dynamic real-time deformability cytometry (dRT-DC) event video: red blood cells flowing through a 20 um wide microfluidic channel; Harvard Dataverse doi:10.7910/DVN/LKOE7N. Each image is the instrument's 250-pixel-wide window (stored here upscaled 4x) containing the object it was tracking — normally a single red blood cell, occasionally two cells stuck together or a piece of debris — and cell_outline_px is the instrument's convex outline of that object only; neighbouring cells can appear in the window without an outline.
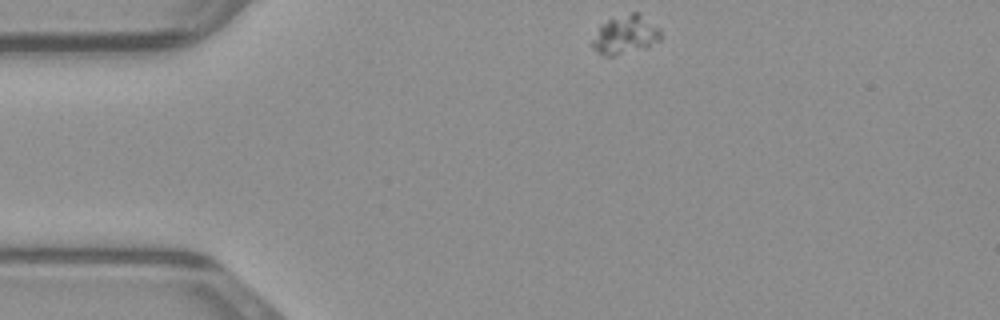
{"species": "common noctule bat (a hibernating species)", "species_latin": "Nyctalus noctula", "temperature_condition": "warm", "stored_images_in_passage": 41, "camera_frame_rate_fps": 3000, "um_per_image_px": 0.085, "animal": {"sex": "male", "body_mass_g": 23.1, "forearm_length_mm": 52.7}, "frame": {"image": 1, "passage_image": 1, "time_ms": 0.0, "image_size_px": [1000, 320], "cell_outline_px": [[660, 40], [648, 48], [612, 56], [600, 56], [588, 44], [600, 24], [608, 20], [632, 12], [636, 12], [660, 28]], "centroid_in_image_um": [53.09, 3.0], "position_along_channel_um": 31.9, "area_um2": 15.72}}
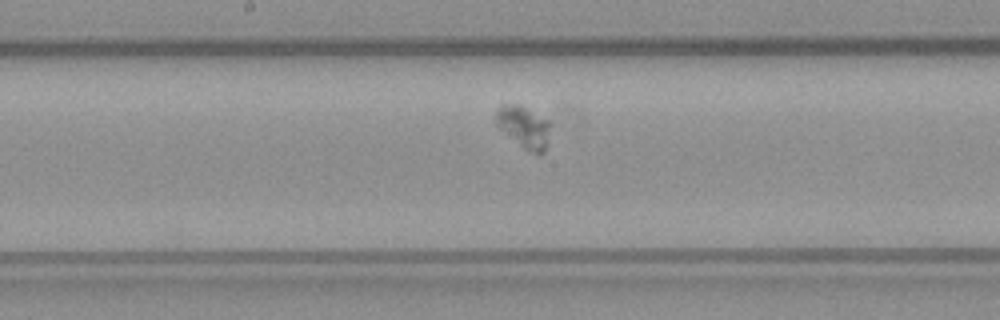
{"frame": {"image": 2, "passage_image": 17, "time_ms": 5.333, "image_size_px": [1000, 320], "cell_outline_px": [[548, 144], [544, 152], [540, 156], [524, 148], [500, 128], [496, 124], [496, 112], [500, 104], [520, 104], [548, 120]], "centroid_in_image_um": [44.53, 10.78], "position_along_channel_um": 203.7, "area_um2": 13.06}}
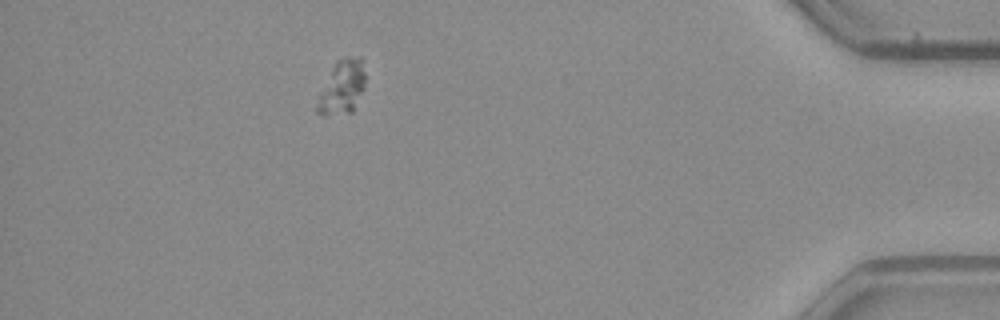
{"frame": {"image": 3, "passage_image": 36, "time_ms": 11.667, "image_size_px": [1000, 320], "cell_outline_px": [[364, 88], [352, 112], [328, 116], [324, 116], [316, 112], [316, 96], [336, 60], [348, 56], [360, 56], [364, 60]], "centroid_in_image_um": [29.04, 7.41], "position_along_channel_um": 406.2, "area_um2": 15.55}}